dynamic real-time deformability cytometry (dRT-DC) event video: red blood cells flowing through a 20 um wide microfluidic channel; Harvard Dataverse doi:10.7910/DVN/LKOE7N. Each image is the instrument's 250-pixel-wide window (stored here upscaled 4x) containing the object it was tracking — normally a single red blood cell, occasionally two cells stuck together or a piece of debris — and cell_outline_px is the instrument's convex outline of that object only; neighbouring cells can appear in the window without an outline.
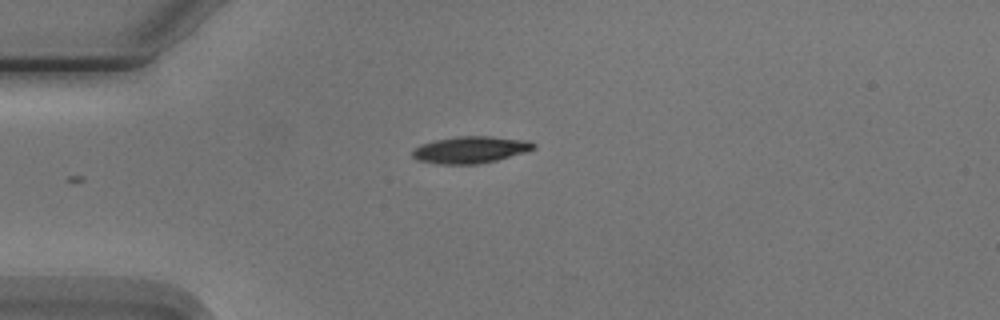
{"species": "Egyptian fruit bat (a non-hibernating species)", "species_latin": "Rousettus aegyptiacus", "temperature_condition": "cold", "stored_images_in_passage": 3, "camera_frame_rate_fps": 3000, "um_per_image_px": 0.085, "animal": {"sex": "male"}, "frame": {"image": 1, "passage_image": 1, "time_ms": 0.0, "image_size_px": [1000, 320], "cell_outline_px": [[536, 148], [524, 152], [496, 160], [480, 164], [440, 164], [416, 160], [412, 156], [412, 148], [420, 144], [436, 140], [460, 136], [492, 136], [532, 140], [536, 144]], "centroid_in_image_um": [40.0, 12.72], "position_along_channel_um": 45.0, "area_um2": 19.13}}
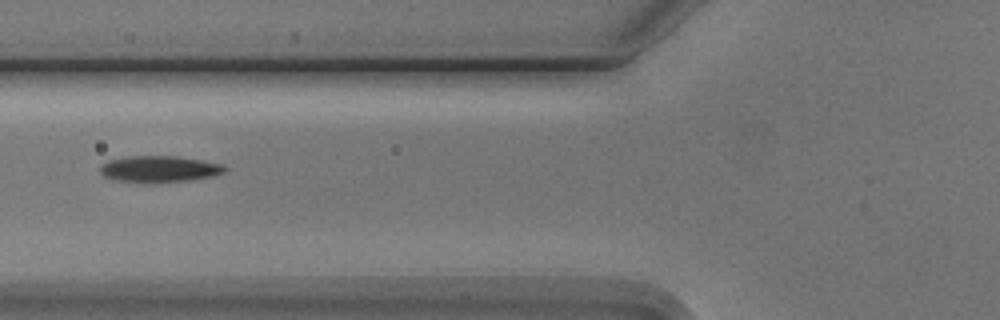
{"frame": {"image": 2, "passage_image": 3, "time_ms": 2.333, "image_size_px": [1000, 320], "cell_outline_px": [[228, 168], [224, 172], [212, 176], [156, 184], [144, 184], [112, 180], [104, 176], [100, 172], [100, 164], [108, 160], [128, 156], [176, 156], [224, 164]], "centroid_in_image_um": [13.48, 14.38], "position_along_channel_um": 112.3, "area_um2": 19.59}}